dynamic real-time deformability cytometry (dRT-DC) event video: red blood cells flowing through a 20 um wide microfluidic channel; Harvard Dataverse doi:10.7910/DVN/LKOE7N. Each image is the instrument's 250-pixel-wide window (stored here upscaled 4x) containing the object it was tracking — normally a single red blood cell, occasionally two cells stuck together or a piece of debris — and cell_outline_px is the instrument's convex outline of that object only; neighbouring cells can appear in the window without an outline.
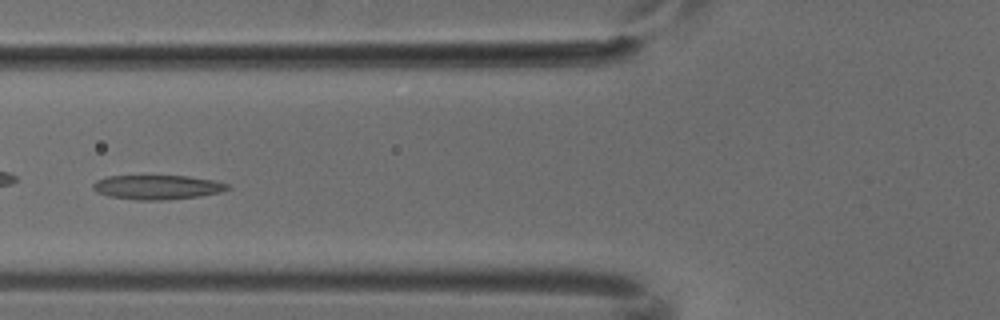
{"species": "common noctule bat (a hibernating species)", "species_latin": "Nyctalus noctula", "temperature_condition": "cold", "stored_images_in_passage": 7, "camera_frame_rate_fps": 3000, "um_per_image_px": 0.085, "animal": {"sex": "male", "body_mass_g": 18.8}, "frame": {"image": 1, "passage_image": 6, "time_ms": 1.667, "image_size_px": [1000, 320], "cell_outline_px": [[232, 188], [220, 192], [200, 196], [168, 200], [132, 200], [108, 196], [96, 192], [92, 188], [92, 184], [96, 180], [108, 176], [188, 176], [212, 180], [228, 184]], "centroid_in_image_um": [13.34, 15.92], "position_along_channel_um": 112.5, "area_um2": 19.25}}
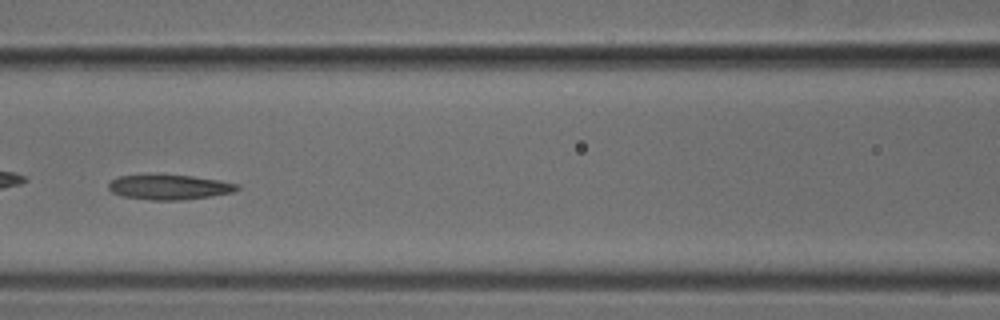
{"frame": {"image": 2, "passage_image": 7, "time_ms": 2.0, "image_size_px": [1000, 320], "cell_outline_px": [[240, 188], [232, 192], [212, 196], [184, 200], [152, 200], [120, 196], [112, 192], [108, 188], [108, 184], [116, 176], [192, 176], [220, 180], [240, 184]], "centroid_in_image_um": [14.42, 15.93], "position_along_channel_um": 152.2, "area_um2": 18.44}}